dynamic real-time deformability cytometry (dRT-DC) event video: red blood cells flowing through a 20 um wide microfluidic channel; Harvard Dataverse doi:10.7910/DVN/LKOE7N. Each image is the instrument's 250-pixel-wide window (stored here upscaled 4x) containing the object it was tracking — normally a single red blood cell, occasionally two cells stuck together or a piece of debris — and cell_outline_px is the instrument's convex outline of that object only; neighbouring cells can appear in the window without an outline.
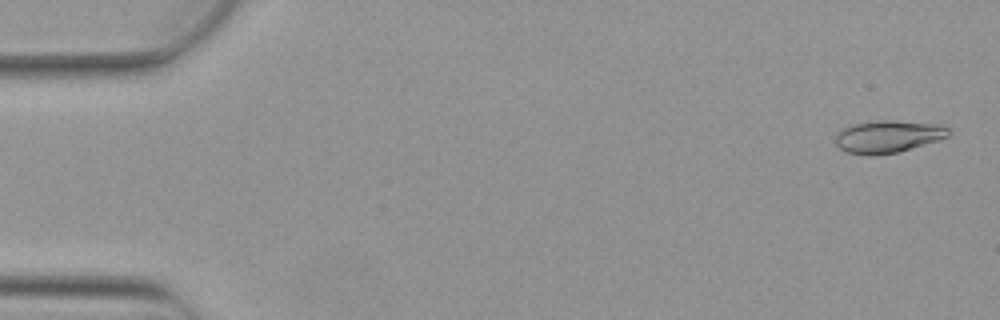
{"species": "Egyptian fruit bat (a non-hibernating species)", "species_latin": "Rousettus aegyptiacus", "temperature_condition": "warm", "stored_images_in_passage": 5, "camera_frame_rate_fps": 3000, "um_per_image_px": 0.085, "animal": {"sex": "female"}, "frame": {"image": 1, "passage_image": 1, "time_ms": 0.0, "image_size_px": [1000, 320], "cell_outline_px": [[948, 136], [940, 140], [900, 152], [868, 156], [844, 152], [836, 144], [836, 132], [844, 128], [856, 124], [880, 120], [892, 120], [940, 124], [948, 128]], "centroid_in_image_um": [75.48, 11.62], "position_along_channel_um": 9.5, "area_um2": 21.44}}
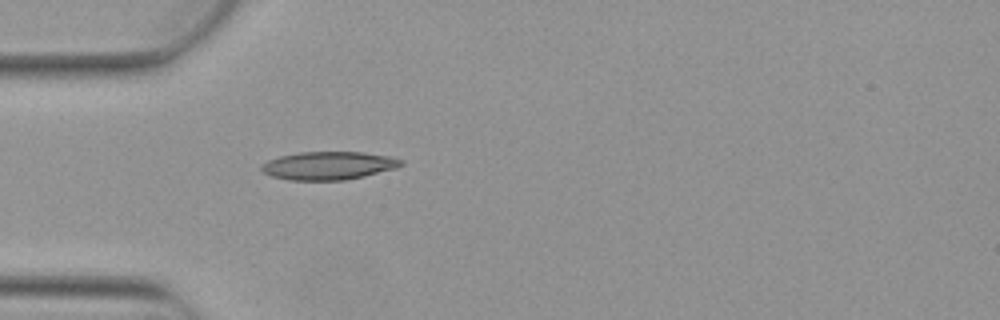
{"frame": {"image": 2, "passage_image": 5, "time_ms": 1.333, "image_size_px": [1000, 320], "cell_outline_px": [[404, 164], [396, 168], [364, 176], [344, 180], [288, 180], [272, 176], [264, 172], [260, 168], [260, 164], [268, 160], [280, 156], [300, 152], [364, 152], [392, 156], [404, 160]], "centroid_in_image_um": [27.95, 14.07], "position_along_channel_um": 57.0, "area_um2": 23.0}}